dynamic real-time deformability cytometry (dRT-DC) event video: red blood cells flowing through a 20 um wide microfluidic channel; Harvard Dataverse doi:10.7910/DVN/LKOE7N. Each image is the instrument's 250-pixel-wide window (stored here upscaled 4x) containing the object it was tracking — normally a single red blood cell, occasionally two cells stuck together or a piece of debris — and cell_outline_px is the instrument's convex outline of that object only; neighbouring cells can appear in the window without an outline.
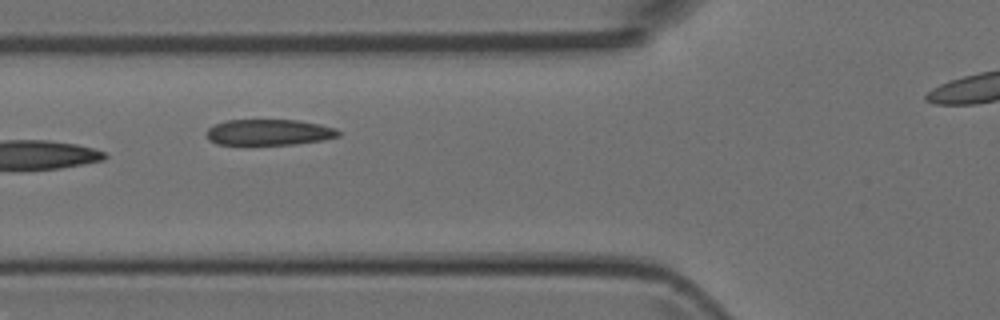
{"species": "Egyptian fruit bat (a non-hibernating species)", "species_latin": "Rousettus aegyptiacus", "temperature_condition": "room temperature", "stored_images_in_passage": 6, "camera_frame_rate_fps": 3000, "um_per_image_px": 0.085, "animal": {"sex": "female"}, "frame": {"image": 1, "passage_image": 6, "time_ms": 6.0, "image_size_px": [1000, 320], "cell_outline_px": [[340, 136], [324, 140], [296, 144], [216, 144], [208, 140], [208, 128], [224, 120], [296, 120], [320, 124], [336, 128], [340, 132]], "centroid_in_image_um": [22.9, 11.24], "position_along_channel_um": 102.9, "area_um2": 19.88}}